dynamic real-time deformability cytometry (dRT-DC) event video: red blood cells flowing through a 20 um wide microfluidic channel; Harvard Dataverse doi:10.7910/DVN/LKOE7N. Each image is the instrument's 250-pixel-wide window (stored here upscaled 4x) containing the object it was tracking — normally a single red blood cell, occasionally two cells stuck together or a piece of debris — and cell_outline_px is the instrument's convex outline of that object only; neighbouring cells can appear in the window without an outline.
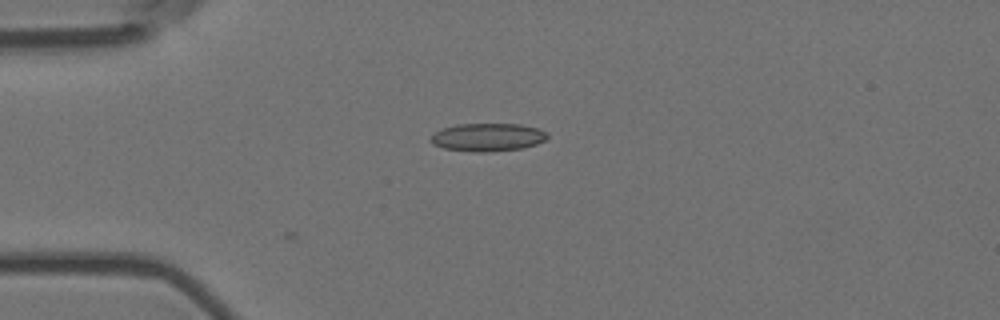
{"species": "Egyptian fruit bat (a non-hibernating species)", "species_latin": "Rousettus aegyptiacus", "temperature_condition": "room temperature", "stored_images_in_passage": 4, "camera_frame_rate_fps": 3000, "um_per_image_px": 0.085, "animal": {"sex": "female"}, "frame": {"image": 1, "passage_image": 4, "time_ms": 1.0, "image_size_px": [1000, 320], "cell_outline_px": [[548, 136], [544, 140], [536, 144], [520, 148], [488, 152], [476, 152], [444, 148], [432, 144], [428, 140], [440, 128], [456, 124], [520, 124], [540, 128], [548, 132]], "centroid_in_image_um": [41.44, 11.65], "position_along_channel_um": 43.6, "area_um2": 19.13}}